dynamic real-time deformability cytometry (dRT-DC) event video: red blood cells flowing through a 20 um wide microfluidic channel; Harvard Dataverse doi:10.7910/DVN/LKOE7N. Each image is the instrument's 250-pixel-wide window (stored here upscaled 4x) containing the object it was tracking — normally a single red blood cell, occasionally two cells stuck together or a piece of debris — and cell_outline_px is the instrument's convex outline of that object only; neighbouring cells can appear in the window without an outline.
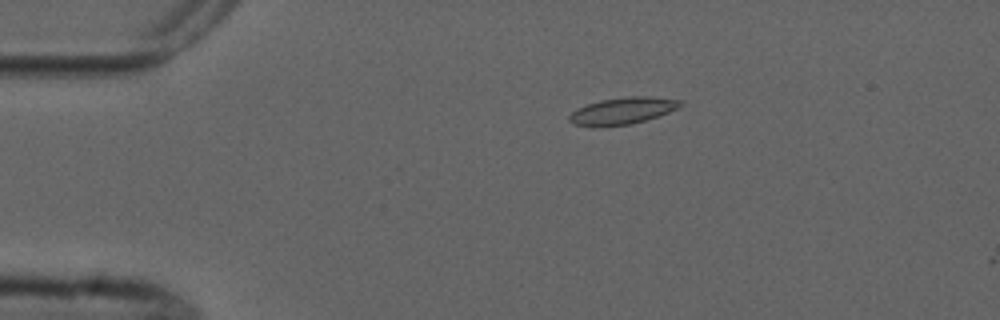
{"species": "common noctule bat (a hibernating species)", "species_latin": "Nyctalus noctula", "temperature_condition": "cold", "stored_images_in_passage": 4, "camera_frame_rate_fps": 3000, "um_per_image_px": 0.085, "animal": {"sex": "male", "forearm_length_mm": 52.5}, "frame": {"image": 1, "passage_image": 3, "time_ms": 3.333, "image_size_px": [1000, 320], "cell_outline_px": [[684, 104], [668, 112], [632, 124], [600, 128], [592, 128], [572, 124], [568, 120], [568, 116], [576, 108], [600, 100], [628, 96], [652, 96], [680, 100]], "centroid_in_image_um": [52.83, 9.44], "position_along_channel_um": 32.2, "area_um2": 17.69}}